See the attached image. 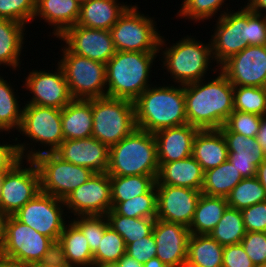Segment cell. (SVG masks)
<instances>
[{
    "mask_svg": "<svg viewBox=\"0 0 266 267\" xmlns=\"http://www.w3.org/2000/svg\"><path fill=\"white\" fill-rule=\"evenodd\" d=\"M215 74L184 85L187 122L200 130L219 129L234 111V86L220 70Z\"/></svg>",
    "mask_w": 266,
    "mask_h": 267,
    "instance_id": "cell-1",
    "label": "cell"
},
{
    "mask_svg": "<svg viewBox=\"0 0 266 267\" xmlns=\"http://www.w3.org/2000/svg\"><path fill=\"white\" fill-rule=\"evenodd\" d=\"M158 85L149 86L134 101L136 127L155 133L164 128L188 124L184 85Z\"/></svg>",
    "mask_w": 266,
    "mask_h": 267,
    "instance_id": "cell-2",
    "label": "cell"
},
{
    "mask_svg": "<svg viewBox=\"0 0 266 267\" xmlns=\"http://www.w3.org/2000/svg\"><path fill=\"white\" fill-rule=\"evenodd\" d=\"M166 41L165 37L161 36L158 51L159 56L162 55L159 57V59L162 58L160 65L170 74L169 78L172 79L170 81L174 84L186 85L198 82L210 74L209 69L211 73L213 71V74L218 72L219 67L216 65L213 69L211 65L215 62H213L210 39L208 44H205L190 34V36H183L172 45L169 42L166 44ZM168 44L169 47H167Z\"/></svg>",
    "mask_w": 266,
    "mask_h": 267,
    "instance_id": "cell-3",
    "label": "cell"
},
{
    "mask_svg": "<svg viewBox=\"0 0 266 267\" xmlns=\"http://www.w3.org/2000/svg\"><path fill=\"white\" fill-rule=\"evenodd\" d=\"M157 54L159 53L116 51L106 63V96L134 102L153 85L150 82L151 69L159 56Z\"/></svg>",
    "mask_w": 266,
    "mask_h": 267,
    "instance_id": "cell-4",
    "label": "cell"
},
{
    "mask_svg": "<svg viewBox=\"0 0 266 267\" xmlns=\"http://www.w3.org/2000/svg\"><path fill=\"white\" fill-rule=\"evenodd\" d=\"M159 162L154 133L136 128L130 135L109 147L110 177L147 175L157 176Z\"/></svg>",
    "mask_w": 266,
    "mask_h": 267,
    "instance_id": "cell-5",
    "label": "cell"
},
{
    "mask_svg": "<svg viewBox=\"0 0 266 267\" xmlns=\"http://www.w3.org/2000/svg\"><path fill=\"white\" fill-rule=\"evenodd\" d=\"M61 114L62 110L55 107L33 104L23 106L22 122L18 132L29 138L31 143H22L18 137H14L22 159L33 160L37 155L54 152L60 146L64 141ZM36 143L42 147L41 150L40 147L36 150Z\"/></svg>",
    "mask_w": 266,
    "mask_h": 267,
    "instance_id": "cell-6",
    "label": "cell"
},
{
    "mask_svg": "<svg viewBox=\"0 0 266 267\" xmlns=\"http://www.w3.org/2000/svg\"><path fill=\"white\" fill-rule=\"evenodd\" d=\"M56 256V243L49 237L8 216L5 239L0 258L14 262L19 267H31Z\"/></svg>",
    "mask_w": 266,
    "mask_h": 267,
    "instance_id": "cell-7",
    "label": "cell"
},
{
    "mask_svg": "<svg viewBox=\"0 0 266 267\" xmlns=\"http://www.w3.org/2000/svg\"><path fill=\"white\" fill-rule=\"evenodd\" d=\"M92 137L111 147L137 127L134 102L128 99L99 97L92 99Z\"/></svg>",
    "mask_w": 266,
    "mask_h": 267,
    "instance_id": "cell-8",
    "label": "cell"
},
{
    "mask_svg": "<svg viewBox=\"0 0 266 267\" xmlns=\"http://www.w3.org/2000/svg\"><path fill=\"white\" fill-rule=\"evenodd\" d=\"M58 65L64 72L72 99H96L106 96V64L72 53L65 45Z\"/></svg>",
    "mask_w": 266,
    "mask_h": 267,
    "instance_id": "cell-9",
    "label": "cell"
},
{
    "mask_svg": "<svg viewBox=\"0 0 266 267\" xmlns=\"http://www.w3.org/2000/svg\"><path fill=\"white\" fill-rule=\"evenodd\" d=\"M130 5L110 29L116 51L158 52L161 33L154 17Z\"/></svg>",
    "mask_w": 266,
    "mask_h": 267,
    "instance_id": "cell-10",
    "label": "cell"
},
{
    "mask_svg": "<svg viewBox=\"0 0 266 267\" xmlns=\"http://www.w3.org/2000/svg\"><path fill=\"white\" fill-rule=\"evenodd\" d=\"M33 161L39 170L41 192L62 200L95 174L89 168L62 160L54 152L39 154Z\"/></svg>",
    "mask_w": 266,
    "mask_h": 267,
    "instance_id": "cell-11",
    "label": "cell"
},
{
    "mask_svg": "<svg viewBox=\"0 0 266 267\" xmlns=\"http://www.w3.org/2000/svg\"><path fill=\"white\" fill-rule=\"evenodd\" d=\"M24 162L22 159L3 175L0 210L8 216L14 215L41 191L40 174L36 163L27 159L25 166Z\"/></svg>",
    "mask_w": 266,
    "mask_h": 267,
    "instance_id": "cell-12",
    "label": "cell"
},
{
    "mask_svg": "<svg viewBox=\"0 0 266 267\" xmlns=\"http://www.w3.org/2000/svg\"><path fill=\"white\" fill-rule=\"evenodd\" d=\"M65 213L67 212L64 200L40 191L14 216L40 234L51 238L57 244L68 220V214Z\"/></svg>",
    "mask_w": 266,
    "mask_h": 267,
    "instance_id": "cell-13",
    "label": "cell"
},
{
    "mask_svg": "<svg viewBox=\"0 0 266 267\" xmlns=\"http://www.w3.org/2000/svg\"><path fill=\"white\" fill-rule=\"evenodd\" d=\"M227 11L218 16L211 35L214 62L220 67L225 61L248 47V7Z\"/></svg>",
    "mask_w": 266,
    "mask_h": 267,
    "instance_id": "cell-14",
    "label": "cell"
},
{
    "mask_svg": "<svg viewBox=\"0 0 266 267\" xmlns=\"http://www.w3.org/2000/svg\"><path fill=\"white\" fill-rule=\"evenodd\" d=\"M70 216L106 215L112 209L110 176L95 173L64 200ZM73 213V214H72Z\"/></svg>",
    "mask_w": 266,
    "mask_h": 267,
    "instance_id": "cell-15",
    "label": "cell"
},
{
    "mask_svg": "<svg viewBox=\"0 0 266 267\" xmlns=\"http://www.w3.org/2000/svg\"><path fill=\"white\" fill-rule=\"evenodd\" d=\"M55 70L30 71L26 75L22 89L29 90L32 95L24 104H33L63 109L73 99L69 93L68 83L62 68L57 64ZM48 71V72H47Z\"/></svg>",
    "mask_w": 266,
    "mask_h": 267,
    "instance_id": "cell-16",
    "label": "cell"
},
{
    "mask_svg": "<svg viewBox=\"0 0 266 267\" xmlns=\"http://www.w3.org/2000/svg\"><path fill=\"white\" fill-rule=\"evenodd\" d=\"M219 70L234 87H266V48L249 45L225 61Z\"/></svg>",
    "mask_w": 266,
    "mask_h": 267,
    "instance_id": "cell-17",
    "label": "cell"
},
{
    "mask_svg": "<svg viewBox=\"0 0 266 267\" xmlns=\"http://www.w3.org/2000/svg\"><path fill=\"white\" fill-rule=\"evenodd\" d=\"M58 39L63 41L72 53L103 64H106L116 53L109 30L73 25Z\"/></svg>",
    "mask_w": 266,
    "mask_h": 267,
    "instance_id": "cell-18",
    "label": "cell"
},
{
    "mask_svg": "<svg viewBox=\"0 0 266 267\" xmlns=\"http://www.w3.org/2000/svg\"><path fill=\"white\" fill-rule=\"evenodd\" d=\"M156 190V219L182 224L189 228L202 192L192 188L171 185H156Z\"/></svg>",
    "mask_w": 266,
    "mask_h": 267,
    "instance_id": "cell-19",
    "label": "cell"
},
{
    "mask_svg": "<svg viewBox=\"0 0 266 267\" xmlns=\"http://www.w3.org/2000/svg\"><path fill=\"white\" fill-rule=\"evenodd\" d=\"M156 243V257L168 267H186L188 227L156 219L152 230Z\"/></svg>",
    "mask_w": 266,
    "mask_h": 267,
    "instance_id": "cell-20",
    "label": "cell"
},
{
    "mask_svg": "<svg viewBox=\"0 0 266 267\" xmlns=\"http://www.w3.org/2000/svg\"><path fill=\"white\" fill-rule=\"evenodd\" d=\"M54 153L62 160L89 168L94 173L107 172L109 147L94 137L64 140Z\"/></svg>",
    "mask_w": 266,
    "mask_h": 267,
    "instance_id": "cell-21",
    "label": "cell"
},
{
    "mask_svg": "<svg viewBox=\"0 0 266 267\" xmlns=\"http://www.w3.org/2000/svg\"><path fill=\"white\" fill-rule=\"evenodd\" d=\"M219 130L226 139L229 162L243 178L255 177L257 167L266 159V153L257 138L231 132L225 125Z\"/></svg>",
    "mask_w": 266,
    "mask_h": 267,
    "instance_id": "cell-22",
    "label": "cell"
},
{
    "mask_svg": "<svg viewBox=\"0 0 266 267\" xmlns=\"http://www.w3.org/2000/svg\"><path fill=\"white\" fill-rule=\"evenodd\" d=\"M200 129L184 124L164 128L154 133L159 163H168L192 156L193 141Z\"/></svg>",
    "mask_w": 266,
    "mask_h": 267,
    "instance_id": "cell-23",
    "label": "cell"
},
{
    "mask_svg": "<svg viewBox=\"0 0 266 267\" xmlns=\"http://www.w3.org/2000/svg\"><path fill=\"white\" fill-rule=\"evenodd\" d=\"M80 15V3L76 0H36L34 20L48 23L54 38H59L68 28L76 25ZM36 18V19H35Z\"/></svg>",
    "mask_w": 266,
    "mask_h": 267,
    "instance_id": "cell-24",
    "label": "cell"
},
{
    "mask_svg": "<svg viewBox=\"0 0 266 267\" xmlns=\"http://www.w3.org/2000/svg\"><path fill=\"white\" fill-rule=\"evenodd\" d=\"M204 171L193 156L183 160L159 163L155 185H171L200 190Z\"/></svg>",
    "mask_w": 266,
    "mask_h": 267,
    "instance_id": "cell-25",
    "label": "cell"
},
{
    "mask_svg": "<svg viewBox=\"0 0 266 267\" xmlns=\"http://www.w3.org/2000/svg\"><path fill=\"white\" fill-rule=\"evenodd\" d=\"M131 4L118 0H90L80 4L76 25L91 29L109 30Z\"/></svg>",
    "mask_w": 266,
    "mask_h": 267,
    "instance_id": "cell-26",
    "label": "cell"
},
{
    "mask_svg": "<svg viewBox=\"0 0 266 267\" xmlns=\"http://www.w3.org/2000/svg\"><path fill=\"white\" fill-rule=\"evenodd\" d=\"M56 255L75 267H92L94 263L86 237L71 220H68L60 234Z\"/></svg>",
    "mask_w": 266,
    "mask_h": 267,
    "instance_id": "cell-27",
    "label": "cell"
},
{
    "mask_svg": "<svg viewBox=\"0 0 266 267\" xmlns=\"http://www.w3.org/2000/svg\"><path fill=\"white\" fill-rule=\"evenodd\" d=\"M228 154L226 139L219 129L198 131L193 141L192 156L204 172L224 163Z\"/></svg>",
    "mask_w": 266,
    "mask_h": 267,
    "instance_id": "cell-28",
    "label": "cell"
},
{
    "mask_svg": "<svg viewBox=\"0 0 266 267\" xmlns=\"http://www.w3.org/2000/svg\"><path fill=\"white\" fill-rule=\"evenodd\" d=\"M61 121L64 140L92 137V99H73L62 109Z\"/></svg>",
    "mask_w": 266,
    "mask_h": 267,
    "instance_id": "cell-29",
    "label": "cell"
},
{
    "mask_svg": "<svg viewBox=\"0 0 266 267\" xmlns=\"http://www.w3.org/2000/svg\"><path fill=\"white\" fill-rule=\"evenodd\" d=\"M26 25L9 19H0V66L14 71L21 67Z\"/></svg>",
    "mask_w": 266,
    "mask_h": 267,
    "instance_id": "cell-30",
    "label": "cell"
},
{
    "mask_svg": "<svg viewBox=\"0 0 266 267\" xmlns=\"http://www.w3.org/2000/svg\"><path fill=\"white\" fill-rule=\"evenodd\" d=\"M228 207L225 197L208 196L201 193L195 208L190 234L209 235Z\"/></svg>",
    "mask_w": 266,
    "mask_h": 267,
    "instance_id": "cell-31",
    "label": "cell"
},
{
    "mask_svg": "<svg viewBox=\"0 0 266 267\" xmlns=\"http://www.w3.org/2000/svg\"><path fill=\"white\" fill-rule=\"evenodd\" d=\"M224 246L210 235L191 234L186 267H222Z\"/></svg>",
    "mask_w": 266,
    "mask_h": 267,
    "instance_id": "cell-32",
    "label": "cell"
},
{
    "mask_svg": "<svg viewBox=\"0 0 266 267\" xmlns=\"http://www.w3.org/2000/svg\"><path fill=\"white\" fill-rule=\"evenodd\" d=\"M243 179L229 160L216 168L204 172L201 192L208 196L227 197L232 189Z\"/></svg>",
    "mask_w": 266,
    "mask_h": 267,
    "instance_id": "cell-33",
    "label": "cell"
},
{
    "mask_svg": "<svg viewBox=\"0 0 266 267\" xmlns=\"http://www.w3.org/2000/svg\"><path fill=\"white\" fill-rule=\"evenodd\" d=\"M10 82L0 74V129L5 134H9L13 130L18 132L23 115V106L21 107L19 104L20 97Z\"/></svg>",
    "mask_w": 266,
    "mask_h": 267,
    "instance_id": "cell-34",
    "label": "cell"
},
{
    "mask_svg": "<svg viewBox=\"0 0 266 267\" xmlns=\"http://www.w3.org/2000/svg\"><path fill=\"white\" fill-rule=\"evenodd\" d=\"M156 178L147 175L110 177L112 203L124 202L147 193L155 185Z\"/></svg>",
    "mask_w": 266,
    "mask_h": 267,
    "instance_id": "cell-35",
    "label": "cell"
},
{
    "mask_svg": "<svg viewBox=\"0 0 266 267\" xmlns=\"http://www.w3.org/2000/svg\"><path fill=\"white\" fill-rule=\"evenodd\" d=\"M109 226L119 233L125 245L152 233L156 218H130L116 214L112 209L106 214Z\"/></svg>",
    "mask_w": 266,
    "mask_h": 267,
    "instance_id": "cell-36",
    "label": "cell"
},
{
    "mask_svg": "<svg viewBox=\"0 0 266 267\" xmlns=\"http://www.w3.org/2000/svg\"><path fill=\"white\" fill-rule=\"evenodd\" d=\"M209 235L222 246L240 244L246 235L241 210L227 207Z\"/></svg>",
    "mask_w": 266,
    "mask_h": 267,
    "instance_id": "cell-37",
    "label": "cell"
},
{
    "mask_svg": "<svg viewBox=\"0 0 266 267\" xmlns=\"http://www.w3.org/2000/svg\"><path fill=\"white\" fill-rule=\"evenodd\" d=\"M112 210L119 215L130 218L157 217V190L154 185L147 193L130 200L112 203Z\"/></svg>",
    "mask_w": 266,
    "mask_h": 267,
    "instance_id": "cell-38",
    "label": "cell"
},
{
    "mask_svg": "<svg viewBox=\"0 0 266 267\" xmlns=\"http://www.w3.org/2000/svg\"><path fill=\"white\" fill-rule=\"evenodd\" d=\"M228 207L243 210L266 201L265 189L257 177L243 178L226 197Z\"/></svg>",
    "mask_w": 266,
    "mask_h": 267,
    "instance_id": "cell-39",
    "label": "cell"
},
{
    "mask_svg": "<svg viewBox=\"0 0 266 267\" xmlns=\"http://www.w3.org/2000/svg\"><path fill=\"white\" fill-rule=\"evenodd\" d=\"M227 0H183L180 10H178L176 17L185 18L188 21H194V23L204 22V20H209L218 15L220 17L230 9H222L225 6ZM222 11H221V10ZM217 13V14H216ZM178 15V16H177Z\"/></svg>",
    "mask_w": 266,
    "mask_h": 267,
    "instance_id": "cell-40",
    "label": "cell"
},
{
    "mask_svg": "<svg viewBox=\"0 0 266 267\" xmlns=\"http://www.w3.org/2000/svg\"><path fill=\"white\" fill-rule=\"evenodd\" d=\"M234 110L266 115V87H234Z\"/></svg>",
    "mask_w": 266,
    "mask_h": 267,
    "instance_id": "cell-41",
    "label": "cell"
},
{
    "mask_svg": "<svg viewBox=\"0 0 266 267\" xmlns=\"http://www.w3.org/2000/svg\"><path fill=\"white\" fill-rule=\"evenodd\" d=\"M124 254H126L124 239L109 226L99 242L97 251L93 254L94 263L118 262Z\"/></svg>",
    "mask_w": 266,
    "mask_h": 267,
    "instance_id": "cell-42",
    "label": "cell"
},
{
    "mask_svg": "<svg viewBox=\"0 0 266 267\" xmlns=\"http://www.w3.org/2000/svg\"><path fill=\"white\" fill-rule=\"evenodd\" d=\"M71 221L86 237L88 245L94 254L98 249L105 230L109 227L106 215L76 216Z\"/></svg>",
    "mask_w": 266,
    "mask_h": 267,
    "instance_id": "cell-43",
    "label": "cell"
},
{
    "mask_svg": "<svg viewBox=\"0 0 266 267\" xmlns=\"http://www.w3.org/2000/svg\"><path fill=\"white\" fill-rule=\"evenodd\" d=\"M36 0H0V19H9L24 25L33 22Z\"/></svg>",
    "mask_w": 266,
    "mask_h": 267,
    "instance_id": "cell-44",
    "label": "cell"
},
{
    "mask_svg": "<svg viewBox=\"0 0 266 267\" xmlns=\"http://www.w3.org/2000/svg\"><path fill=\"white\" fill-rule=\"evenodd\" d=\"M262 116L252 113L233 111L225 122V126L231 131L245 137L256 138L260 129Z\"/></svg>",
    "mask_w": 266,
    "mask_h": 267,
    "instance_id": "cell-45",
    "label": "cell"
},
{
    "mask_svg": "<svg viewBox=\"0 0 266 267\" xmlns=\"http://www.w3.org/2000/svg\"><path fill=\"white\" fill-rule=\"evenodd\" d=\"M241 244L255 266L266 264V232H246Z\"/></svg>",
    "mask_w": 266,
    "mask_h": 267,
    "instance_id": "cell-46",
    "label": "cell"
},
{
    "mask_svg": "<svg viewBox=\"0 0 266 267\" xmlns=\"http://www.w3.org/2000/svg\"><path fill=\"white\" fill-rule=\"evenodd\" d=\"M246 232H266V201L241 210Z\"/></svg>",
    "mask_w": 266,
    "mask_h": 267,
    "instance_id": "cell-47",
    "label": "cell"
},
{
    "mask_svg": "<svg viewBox=\"0 0 266 267\" xmlns=\"http://www.w3.org/2000/svg\"><path fill=\"white\" fill-rule=\"evenodd\" d=\"M126 254L144 264L156 257V243L153 233L126 245Z\"/></svg>",
    "mask_w": 266,
    "mask_h": 267,
    "instance_id": "cell-48",
    "label": "cell"
},
{
    "mask_svg": "<svg viewBox=\"0 0 266 267\" xmlns=\"http://www.w3.org/2000/svg\"><path fill=\"white\" fill-rule=\"evenodd\" d=\"M266 17L248 8V45H265Z\"/></svg>",
    "mask_w": 266,
    "mask_h": 267,
    "instance_id": "cell-49",
    "label": "cell"
},
{
    "mask_svg": "<svg viewBox=\"0 0 266 267\" xmlns=\"http://www.w3.org/2000/svg\"><path fill=\"white\" fill-rule=\"evenodd\" d=\"M222 267H255L242 244L224 246Z\"/></svg>",
    "mask_w": 266,
    "mask_h": 267,
    "instance_id": "cell-50",
    "label": "cell"
},
{
    "mask_svg": "<svg viewBox=\"0 0 266 267\" xmlns=\"http://www.w3.org/2000/svg\"><path fill=\"white\" fill-rule=\"evenodd\" d=\"M15 143L10 144L9 142H5L3 140L2 144L0 142V174H4L11 170L19 161L22 160L17 143L16 138ZM7 143V144H6Z\"/></svg>",
    "mask_w": 266,
    "mask_h": 267,
    "instance_id": "cell-51",
    "label": "cell"
},
{
    "mask_svg": "<svg viewBox=\"0 0 266 267\" xmlns=\"http://www.w3.org/2000/svg\"><path fill=\"white\" fill-rule=\"evenodd\" d=\"M31 267H75V266L65 262L56 255L52 259L36 263Z\"/></svg>",
    "mask_w": 266,
    "mask_h": 267,
    "instance_id": "cell-52",
    "label": "cell"
},
{
    "mask_svg": "<svg viewBox=\"0 0 266 267\" xmlns=\"http://www.w3.org/2000/svg\"><path fill=\"white\" fill-rule=\"evenodd\" d=\"M245 4L252 12L266 17V0H247ZM265 12V13H264Z\"/></svg>",
    "mask_w": 266,
    "mask_h": 267,
    "instance_id": "cell-53",
    "label": "cell"
},
{
    "mask_svg": "<svg viewBox=\"0 0 266 267\" xmlns=\"http://www.w3.org/2000/svg\"><path fill=\"white\" fill-rule=\"evenodd\" d=\"M257 140L262 145L265 153H266V115H263L261 118L260 129L257 134Z\"/></svg>",
    "mask_w": 266,
    "mask_h": 267,
    "instance_id": "cell-54",
    "label": "cell"
},
{
    "mask_svg": "<svg viewBox=\"0 0 266 267\" xmlns=\"http://www.w3.org/2000/svg\"><path fill=\"white\" fill-rule=\"evenodd\" d=\"M120 267H143V264L138 262L135 258L124 254L118 261Z\"/></svg>",
    "mask_w": 266,
    "mask_h": 267,
    "instance_id": "cell-55",
    "label": "cell"
},
{
    "mask_svg": "<svg viewBox=\"0 0 266 267\" xmlns=\"http://www.w3.org/2000/svg\"><path fill=\"white\" fill-rule=\"evenodd\" d=\"M256 177L266 192V159L257 167Z\"/></svg>",
    "mask_w": 266,
    "mask_h": 267,
    "instance_id": "cell-56",
    "label": "cell"
},
{
    "mask_svg": "<svg viewBox=\"0 0 266 267\" xmlns=\"http://www.w3.org/2000/svg\"><path fill=\"white\" fill-rule=\"evenodd\" d=\"M8 215L0 210V249L4 243Z\"/></svg>",
    "mask_w": 266,
    "mask_h": 267,
    "instance_id": "cell-57",
    "label": "cell"
},
{
    "mask_svg": "<svg viewBox=\"0 0 266 267\" xmlns=\"http://www.w3.org/2000/svg\"><path fill=\"white\" fill-rule=\"evenodd\" d=\"M143 267H168L159 258L155 257L143 264Z\"/></svg>",
    "mask_w": 266,
    "mask_h": 267,
    "instance_id": "cell-58",
    "label": "cell"
},
{
    "mask_svg": "<svg viewBox=\"0 0 266 267\" xmlns=\"http://www.w3.org/2000/svg\"><path fill=\"white\" fill-rule=\"evenodd\" d=\"M92 267H120L118 262L93 263Z\"/></svg>",
    "mask_w": 266,
    "mask_h": 267,
    "instance_id": "cell-59",
    "label": "cell"
},
{
    "mask_svg": "<svg viewBox=\"0 0 266 267\" xmlns=\"http://www.w3.org/2000/svg\"><path fill=\"white\" fill-rule=\"evenodd\" d=\"M0 267H19L14 262L0 258Z\"/></svg>",
    "mask_w": 266,
    "mask_h": 267,
    "instance_id": "cell-60",
    "label": "cell"
},
{
    "mask_svg": "<svg viewBox=\"0 0 266 267\" xmlns=\"http://www.w3.org/2000/svg\"><path fill=\"white\" fill-rule=\"evenodd\" d=\"M3 175L4 174H0V191H1V184H2V181H3Z\"/></svg>",
    "mask_w": 266,
    "mask_h": 267,
    "instance_id": "cell-61",
    "label": "cell"
},
{
    "mask_svg": "<svg viewBox=\"0 0 266 267\" xmlns=\"http://www.w3.org/2000/svg\"><path fill=\"white\" fill-rule=\"evenodd\" d=\"M76 1L79 2L80 4H82V3L90 1V0H76Z\"/></svg>",
    "mask_w": 266,
    "mask_h": 267,
    "instance_id": "cell-62",
    "label": "cell"
},
{
    "mask_svg": "<svg viewBox=\"0 0 266 267\" xmlns=\"http://www.w3.org/2000/svg\"><path fill=\"white\" fill-rule=\"evenodd\" d=\"M255 267H266V264L258 265V266H255Z\"/></svg>",
    "mask_w": 266,
    "mask_h": 267,
    "instance_id": "cell-63",
    "label": "cell"
}]
</instances>
